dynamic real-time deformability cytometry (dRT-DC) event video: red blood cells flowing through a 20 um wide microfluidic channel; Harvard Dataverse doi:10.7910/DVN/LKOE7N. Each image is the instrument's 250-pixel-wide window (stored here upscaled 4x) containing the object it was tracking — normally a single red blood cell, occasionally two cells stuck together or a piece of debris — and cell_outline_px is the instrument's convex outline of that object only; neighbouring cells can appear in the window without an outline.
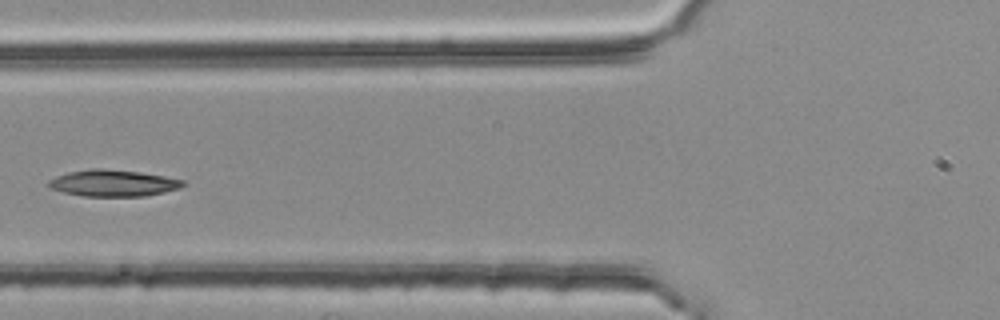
{"species": "common noctule bat (a hibernating species)", "species_latin": "Nyctalus noctula", "temperature_condition": "room temperature", "stored_images_in_passage": 5, "camera_frame_rate_fps": 3000, "um_per_image_px": 0.085, "animal": {"sex": "female", "body_mass_g": 25.1}, "frame": {"image": 1, "passage_image": 5, "time_ms": 1.333, "image_size_px": [1000, 320], "cell_outline_px": [[188, 184], [180, 188], [164, 192], [144, 196], [84, 196], [64, 192], [48, 188], [44, 184], [48, 180], [56, 176], [68, 172], [92, 168], [104, 168], [140, 172], [164, 176], [184, 180]], "centroid_in_image_um": [9.59, 15.56], "position_along_channel_um": 116.2, "area_um2": 21.04}}